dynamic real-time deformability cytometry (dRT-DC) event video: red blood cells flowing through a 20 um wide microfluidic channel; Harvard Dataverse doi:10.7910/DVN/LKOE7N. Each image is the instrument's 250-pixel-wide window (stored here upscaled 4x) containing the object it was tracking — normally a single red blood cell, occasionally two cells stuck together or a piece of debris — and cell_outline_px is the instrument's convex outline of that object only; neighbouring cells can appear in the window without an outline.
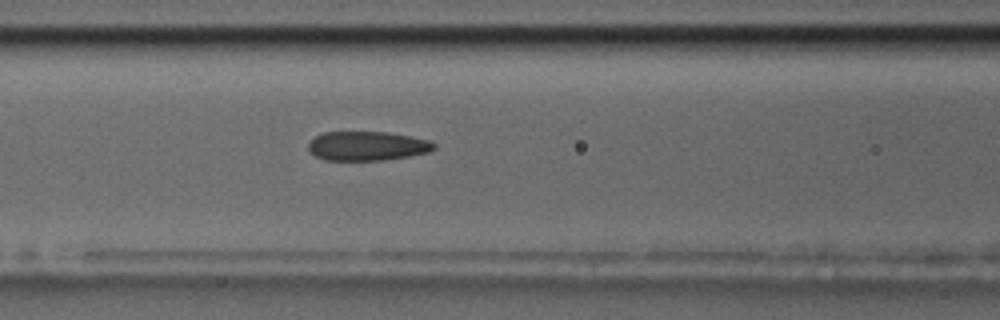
{"species": "common noctule bat (a hibernating species)", "species_latin": "Nyctalus noctula", "temperature_condition": "room temperature", "stored_images_in_passage": 36, "camera_frame_rate_fps": 3000, "um_per_image_px": 0.085, "animal": {"sex": "male", "body_mass_g": 17.5, "forearm_length_mm": 52.3}, "frame": {"image": 1, "passage_image": 14, "time_ms": 4.333, "image_size_px": [1000, 320], "cell_outline_px": [[436, 148], [428, 152], [408, 156], [380, 160], [324, 160], [316, 156], [308, 148], [308, 144], [316, 136], [324, 132], [388, 132], [428, 140], [436, 144]], "centroid_in_image_um": [31.21, 12.4], "position_along_channel_um": 135.4, "area_um2": 21.15}}
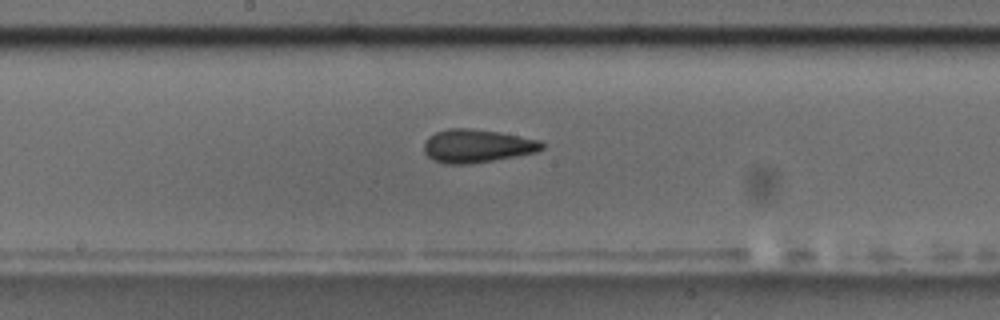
{"frame": {"image": 2, "passage_image": 20, "time_ms": 6.333, "image_size_px": [1000, 320], "cell_outline_px": [[544, 148], [536, 152], [516, 156], [472, 164], [444, 164], [432, 160], [424, 152], [424, 140], [428, 136], [436, 132], [448, 128], [468, 128], [500, 132], [540, 140], [544, 144]], "centroid_in_image_um": [40.52, 12.41], "position_along_channel_um": 207.7, "area_um2": 23.06}}
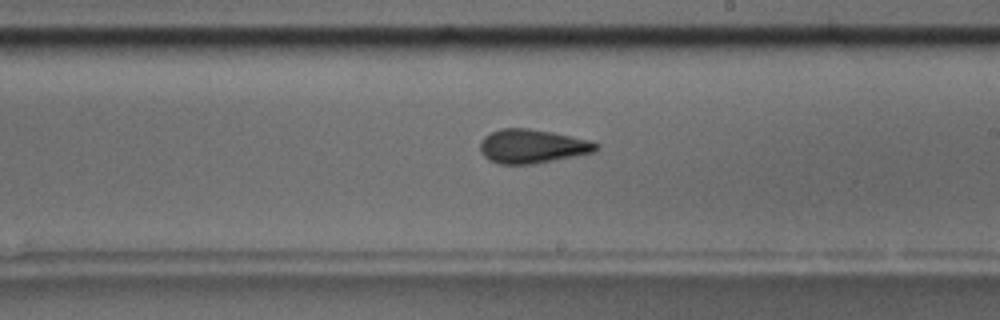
{"frame": {"image": 3, "passage_image": 23, "time_ms": 7.333, "image_size_px": [1000, 320], "cell_outline_px": [[600, 148], [596, 152], [576, 156], [532, 164], [500, 164], [488, 160], [480, 152], [480, 140], [484, 136], [500, 128], [528, 128], [552, 132], [588, 140], [600, 144]], "centroid_in_image_um": [45.24, 12.43], "position_along_channel_um": 243.8, "area_um2": 23.06}}